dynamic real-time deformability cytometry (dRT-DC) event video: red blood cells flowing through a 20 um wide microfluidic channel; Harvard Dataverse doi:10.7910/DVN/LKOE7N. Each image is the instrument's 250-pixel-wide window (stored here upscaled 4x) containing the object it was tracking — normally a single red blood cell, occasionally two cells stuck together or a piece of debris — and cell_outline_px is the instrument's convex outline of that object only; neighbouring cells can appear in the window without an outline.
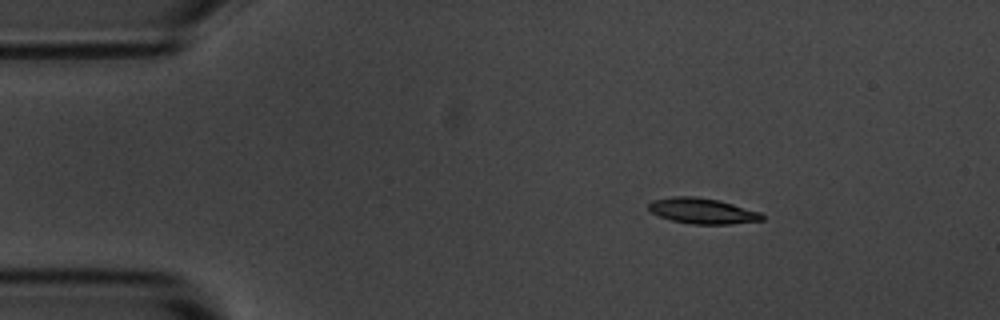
{"species": "common noctule bat (a hibernating species)", "species_latin": "Nyctalus noctula", "temperature_condition": "room temperature", "stored_images_in_passage": 3, "camera_frame_rate_fps": 3000, "um_per_image_px": 0.085, "animal": {"sex": "male", "body_mass_g": 20.1, "forearm_length_mm": 53.5}, "frame": {"image": 1, "passage_image": 1, "time_ms": 0.0, "image_size_px": [1000, 320], "cell_outline_px": [[764, 220], [728, 224], [692, 224], [672, 220], [660, 216], [652, 212], [648, 208], [648, 204], [652, 200], [672, 196], [696, 196], [720, 200], [760, 212], [764, 216]], "centroid_in_image_um": [59.71, 17.91], "position_along_channel_um": 25.3, "area_um2": 16.94}}